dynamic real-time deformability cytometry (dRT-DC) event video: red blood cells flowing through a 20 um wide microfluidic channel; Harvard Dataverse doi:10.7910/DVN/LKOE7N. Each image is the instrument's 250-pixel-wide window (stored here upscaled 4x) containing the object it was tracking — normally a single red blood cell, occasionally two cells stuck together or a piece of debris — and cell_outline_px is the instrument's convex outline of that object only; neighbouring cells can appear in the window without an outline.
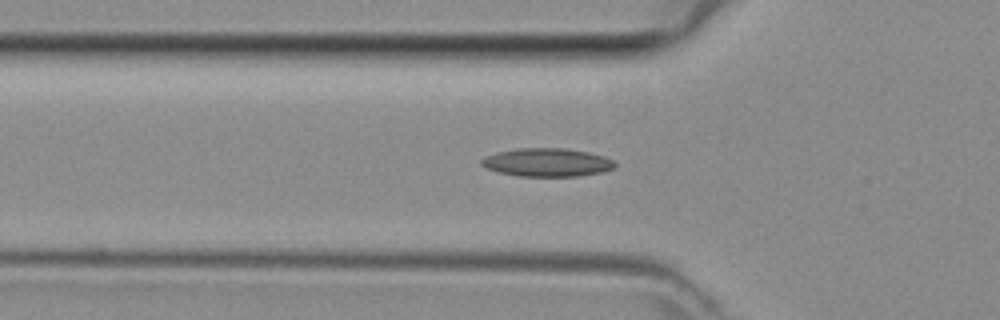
{"species": "common noctule bat (a hibernating species)", "species_latin": "Nyctalus noctula", "temperature_condition": "room temperature", "stored_images_in_passage": 31, "camera_frame_rate_fps": 3000, "um_per_image_px": 0.085, "animal": {"sex": "female", "body_mass_g": 29.2, "forearm_length_mm": 56.3}, "frame": {"image": 1, "passage_image": 3, "time_ms": 0.667, "image_size_px": [1000, 320], "cell_outline_px": [[616, 164], [612, 168], [604, 172], [580, 176], [516, 176], [484, 168], [480, 164], [480, 160], [484, 156], [496, 152], [516, 148], [564, 148], [588, 152], [604, 156], [612, 160]], "centroid_in_image_um": [46.46, 13.8], "position_along_channel_um": 79.3, "area_um2": 22.2}}
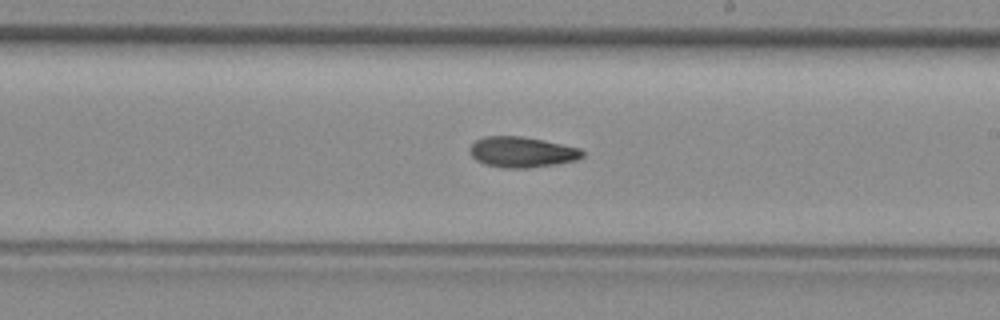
{"frame": {"image": 2, "passage_image": 14, "time_ms": 4.333, "image_size_px": [1000, 320], "cell_outline_px": [[584, 156], [576, 160], [556, 164], [528, 168], [504, 168], [484, 164], [476, 160], [472, 156], [472, 144], [476, 140], [484, 136], [520, 136], [544, 140], [580, 148], [584, 152]], "centroid_in_image_um": [44.39, 12.93], "position_along_channel_um": 244.6, "area_um2": 20.0}}
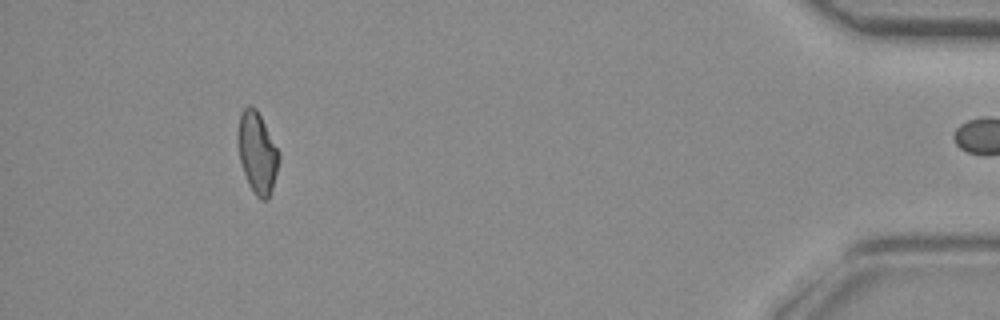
{"frame": {"image": 3, "passage_image": 30, "time_ms": 9.667, "image_size_px": [1000, 320], "cell_outline_px": [[280, 160], [272, 188], [268, 200], [260, 200], [252, 192], [248, 184], [240, 160], [240, 112], [248, 104], [252, 104], [256, 108], [280, 152]], "centroid_in_image_um": [21.91, 13.01], "position_along_channel_um": 413.3, "area_um2": 19.07}}